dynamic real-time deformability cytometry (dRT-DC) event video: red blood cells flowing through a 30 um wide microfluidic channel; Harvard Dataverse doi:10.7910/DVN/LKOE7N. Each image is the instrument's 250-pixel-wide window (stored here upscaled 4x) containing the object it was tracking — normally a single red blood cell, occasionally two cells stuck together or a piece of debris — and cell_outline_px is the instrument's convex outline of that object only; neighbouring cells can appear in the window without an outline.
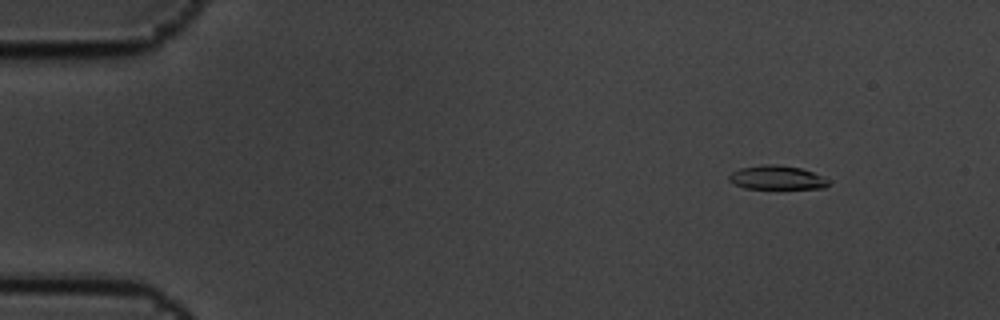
{"species": "common noctule bat (a hibernating species)", "species_latin": "Nyctalus noctula", "temperature_condition": "cold", "stored_images_in_passage": 15, "camera_frame_rate_fps": 3000, "um_per_image_px": 0.085, "animal": {"sex": "male", "body_mass_g": 19.5, "forearm_length_mm": 54.6}, "frame": {"image": 1, "passage_image": 2, "time_ms": 0.333, "image_size_px": [1000, 320], "cell_outline_px": [[832, 180], [824, 188], [744, 188], [732, 184], [728, 180], [728, 176], [732, 172], [740, 168], [764, 164], [776, 164], [800, 168], [824, 176]], "centroid_in_image_um": [66.03, 15.09], "position_along_channel_um": 19.0, "area_um2": 13.93}}
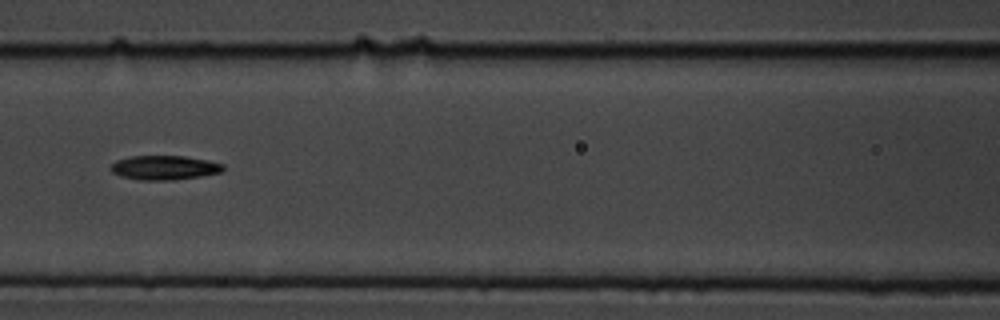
{"frame": {"image": 2, "passage_image": 7, "time_ms": 2.0, "image_size_px": [1000, 320], "cell_outline_px": [[224, 168], [220, 172], [200, 176], [172, 180], [140, 180], [120, 176], [112, 172], [108, 168], [116, 160], [132, 156], [184, 156], [208, 160], [224, 164]], "centroid_in_image_um": [13.94, 14.25], "position_along_channel_um": 152.7, "area_um2": 15.9}}
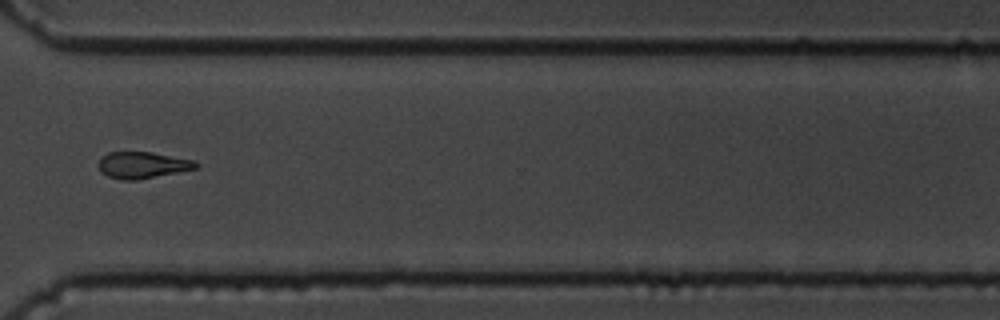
{"frame": {"image": 3, "passage_image": 12, "time_ms": 3.667, "image_size_px": [1000, 320], "cell_outline_px": [[200, 164], [196, 168], [136, 180], [120, 180], [108, 176], [100, 172], [100, 160], [108, 152], [152, 152], [196, 160]], "centroid_in_image_um": [12.14, 14.02], "position_along_channel_um": 358.5, "area_um2": 14.91}}